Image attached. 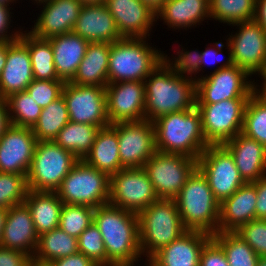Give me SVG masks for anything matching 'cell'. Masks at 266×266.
Wrapping results in <instances>:
<instances>
[{
    "mask_svg": "<svg viewBox=\"0 0 266 266\" xmlns=\"http://www.w3.org/2000/svg\"><path fill=\"white\" fill-rule=\"evenodd\" d=\"M106 249V266H134L142 258L138 214L111 204L94 209ZM137 260V261H136Z\"/></svg>",
    "mask_w": 266,
    "mask_h": 266,
    "instance_id": "obj_1",
    "label": "cell"
},
{
    "mask_svg": "<svg viewBox=\"0 0 266 266\" xmlns=\"http://www.w3.org/2000/svg\"><path fill=\"white\" fill-rule=\"evenodd\" d=\"M145 120L196 106V81L173 73L161 62L144 80Z\"/></svg>",
    "mask_w": 266,
    "mask_h": 266,
    "instance_id": "obj_2",
    "label": "cell"
},
{
    "mask_svg": "<svg viewBox=\"0 0 266 266\" xmlns=\"http://www.w3.org/2000/svg\"><path fill=\"white\" fill-rule=\"evenodd\" d=\"M156 151L183 154L198 160L209 146L202 130L199 110L169 113L153 122Z\"/></svg>",
    "mask_w": 266,
    "mask_h": 266,
    "instance_id": "obj_3",
    "label": "cell"
},
{
    "mask_svg": "<svg viewBox=\"0 0 266 266\" xmlns=\"http://www.w3.org/2000/svg\"><path fill=\"white\" fill-rule=\"evenodd\" d=\"M174 201L187 230L203 231L210 235L219 232L220 203L197 167L188 176Z\"/></svg>",
    "mask_w": 266,
    "mask_h": 266,
    "instance_id": "obj_4",
    "label": "cell"
},
{
    "mask_svg": "<svg viewBox=\"0 0 266 266\" xmlns=\"http://www.w3.org/2000/svg\"><path fill=\"white\" fill-rule=\"evenodd\" d=\"M141 254L148 261L187 231L174 199H158L138 213Z\"/></svg>",
    "mask_w": 266,
    "mask_h": 266,
    "instance_id": "obj_5",
    "label": "cell"
},
{
    "mask_svg": "<svg viewBox=\"0 0 266 266\" xmlns=\"http://www.w3.org/2000/svg\"><path fill=\"white\" fill-rule=\"evenodd\" d=\"M147 38H122L111 43L108 84L120 81H144L162 62V53L152 48Z\"/></svg>",
    "mask_w": 266,
    "mask_h": 266,
    "instance_id": "obj_6",
    "label": "cell"
},
{
    "mask_svg": "<svg viewBox=\"0 0 266 266\" xmlns=\"http://www.w3.org/2000/svg\"><path fill=\"white\" fill-rule=\"evenodd\" d=\"M226 46L229 49L226 61L209 75L197 78L196 104L218 103L229 99H249L254 93L255 80H249L250 75L233 64L231 48L228 43Z\"/></svg>",
    "mask_w": 266,
    "mask_h": 266,
    "instance_id": "obj_7",
    "label": "cell"
},
{
    "mask_svg": "<svg viewBox=\"0 0 266 266\" xmlns=\"http://www.w3.org/2000/svg\"><path fill=\"white\" fill-rule=\"evenodd\" d=\"M78 161L54 141H37L26 177L28 190L55 192Z\"/></svg>",
    "mask_w": 266,
    "mask_h": 266,
    "instance_id": "obj_8",
    "label": "cell"
},
{
    "mask_svg": "<svg viewBox=\"0 0 266 266\" xmlns=\"http://www.w3.org/2000/svg\"><path fill=\"white\" fill-rule=\"evenodd\" d=\"M110 177L79 160L55 191L63 204L97 208L109 204Z\"/></svg>",
    "mask_w": 266,
    "mask_h": 266,
    "instance_id": "obj_9",
    "label": "cell"
},
{
    "mask_svg": "<svg viewBox=\"0 0 266 266\" xmlns=\"http://www.w3.org/2000/svg\"><path fill=\"white\" fill-rule=\"evenodd\" d=\"M248 99H229L218 103L196 104L208 145H223L242 132Z\"/></svg>",
    "mask_w": 266,
    "mask_h": 266,
    "instance_id": "obj_10",
    "label": "cell"
},
{
    "mask_svg": "<svg viewBox=\"0 0 266 266\" xmlns=\"http://www.w3.org/2000/svg\"><path fill=\"white\" fill-rule=\"evenodd\" d=\"M197 167V160L183 154H155L144 165L159 199H174Z\"/></svg>",
    "mask_w": 266,
    "mask_h": 266,
    "instance_id": "obj_11",
    "label": "cell"
},
{
    "mask_svg": "<svg viewBox=\"0 0 266 266\" xmlns=\"http://www.w3.org/2000/svg\"><path fill=\"white\" fill-rule=\"evenodd\" d=\"M158 199L143 167L123 168L110 176L109 204L115 207L138 214Z\"/></svg>",
    "mask_w": 266,
    "mask_h": 266,
    "instance_id": "obj_12",
    "label": "cell"
},
{
    "mask_svg": "<svg viewBox=\"0 0 266 266\" xmlns=\"http://www.w3.org/2000/svg\"><path fill=\"white\" fill-rule=\"evenodd\" d=\"M197 168L207 179L219 203L246 183L240 176L231 153L223 145H209L199 156Z\"/></svg>",
    "mask_w": 266,
    "mask_h": 266,
    "instance_id": "obj_13",
    "label": "cell"
},
{
    "mask_svg": "<svg viewBox=\"0 0 266 266\" xmlns=\"http://www.w3.org/2000/svg\"><path fill=\"white\" fill-rule=\"evenodd\" d=\"M235 35L226 40L231 48L233 64L250 76L266 73V31L253 19L235 23Z\"/></svg>",
    "mask_w": 266,
    "mask_h": 266,
    "instance_id": "obj_14",
    "label": "cell"
},
{
    "mask_svg": "<svg viewBox=\"0 0 266 266\" xmlns=\"http://www.w3.org/2000/svg\"><path fill=\"white\" fill-rule=\"evenodd\" d=\"M62 95L69 120L104 128L110 125L107 116L106 87L65 82Z\"/></svg>",
    "mask_w": 266,
    "mask_h": 266,
    "instance_id": "obj_15",
    "label": "cell"
},
{
    "mask_svg": "<svg viewBox=\"0 0 266 266\" xmlns=\"http://www.w3.org/2000/svg\"><path fill=\"white\" fill-rule=\"evenodd\" d=\"M117 130L119 157L124 168H142L155 152L153 123L148 120L111 124Z\"/></svg>",
    "mask_w": 266,
    "mask_h": 266,
    "instance_id": "obj_16",
    "label": "cell"
},
{
    "mask_svg": "<svg viewBox=\"0 0 266 266\" xmlns=\"http://www.w3.org/2000/svg\"><path fill=\"white\" fill-rule=\"evenodd\" d=\"M110 124L145 120L144 81H120L106 86Z\"/></svg>",
    "mask_w": 266,
    "mask_h": 266,
    "instance_id": "obj_17",
    "label": "cell"
},
{
    "mask_svg": "<svg viewBox=\"0 0 266 266\" xmlns=\"http://www.w3.org/2000/svg\"><path fill=\"white\" fill-rule=\"evenodd\" d=\"M36 144L31 128L10 124L0 137V172L27 175Z\"/></svg>",
    "mask_w": 266,
    "mask_h": 266,
    "instance_id": "obj_18",
    "label": "cell"
},
{
    "mask_svg": "<svg viewBox=\"0 0 266 266\" xmlns=\"http://www.w3.org/2000/svg\"><path fill=\"white\" fill-rule=\"evenodd\" d=\"M122 38H147L157 21L156 12L141 0H105ZM154 22V23H153Z\"/></svg>",
    "mask_w": 266,
    "mask_h": 266,
    "instance_id": "obj_19",
    "label": "cell"
},
{
    "mask_svg": "<svg viewBox=\"0 0 266 266\" xmlns=\"http://www.w3.org/2000/svg\"><path fill=\"white\" fill-rule=\"evenodd\" d=\"M41 4L43 10L30 30V33L41 39L72 32L83 6L79 0H47L37 5Z\"/></svg>",
    "mask_w": 266,
    "mask_h": 266,
    "instance_id": "obj_20",
    "label": "cell"
},
{
    "mask_svg": "<svg viewBox=\"0 0 266 266\" xmlns=\"http://www.w3.org/2000/svg\"><path fill=\"white\" fill-rule=\"evenodd\" d=\"M212 235L187 230L179 238L164 246L149 260L147 266H199L200 254Z\"/></svg>",
    "mask_w": 266,
    "mask_h": 266,
    "instance_id": "obj_21",
    "label": "cell"
},
{
    "mask_svg": "<svg viewBox=\"0 0 266 266\" xmlns=\"http://www.w3.org/2000/svg\"><path fill=\"white\" fill-rule=\"evenodd\" d=\"M34 80L27 45L21 40L7 42V58L0 76V97L26 91Z\"/></svg>",
    "mask_w": 266,
    "mask_h": 266,
    "instance_id": "obj_22",
    "label": "cell"
},
{
    "mask_svg": "<svg viewBox=\"0 0 266 266\" xmlns=\"http://www.w3.org/2000/svg\"><path fill=\"white\" fill-rule=\"evenodd\" d=\"M38 237L29 207L25 202L8 208L1 247L18 250L33 257Z\"/></svg>",
    "mask_w": 266,
    "mask_h": 266,
    "instance_id": "obj_23",
    "label": "cell"
},
{
    "mask_svg": "<svg viewBox=\"0 0 266 266\" xmlns=\"http://www.w3.org/2000/svg\"><path fill=\"white\" fill-rule=\"evenodd\" d=\"M72 32L89 43H113L122 39L115 20L104 3L83 5Z\"/></svg>",
    "mask_w": 266,
    "mask_h": 266,
    "instance_id": "obj_24",
    "label": "cell"
},
{
    "mask_svg": "<svg viewBox=\"0 0 266 266\" xmlns=\"http://www.w3.org/2000/svg\"><path fill=\"white\" fill-rule=\"evenodd\" d=\"M223 146L231 153L246 183L266 176V148L262 144L239 133Z\"/></svg>",
    "mask_w": 266,
    "mask_h": 266,
    "instance_id": "obj_25",
    "label": "cell"
},
{
    "mask_svg": "<svg viewBox=\"0 0 266 266\" xmlns=\"http://www.w3.org/2000/svg\"><path fill=\"white\" fill-rule=\"evenodd\" d=\"M255 185L245 183L232 196L220 203L219 232H235L240 226L256 219Z\"/></svg>",
    "mask_w": 266,
    "mask_h": 266,
    "instance_id": "obj_26",
    "label": "cell"
},
{
    "mask_svg": "<svg viewBox=\"0 0 266 266\" xmlns=\"http://www.w3.org/2000/svg\"><path fill=\"white\" fill-rule=\"evenodd\" d=\"M59 79L70 82L85 56L89 42L73 32L48 39Z\"/></svg>",
    "mask_w": 266,
    "mask_h": 266,
    "instance_id": "obj_27",
    "label": "cell"
},
{
    "mask_svg": "<svg viewBox=\"0 0 266 266\" xmlns=\"http://www.w3.org/2000/svg\"><path fill=\"white\" fill-rule=\"evenodd\" d=\"M161 19L173 29H187L210 18L207 0H166L156 12V19Z\"/></svg>",
    "mask_w": 266,
    "mask_h": 266,
    "instance_id": "obj_28",
    "label": "cell"
},
{
    "mask_svg": "<svg viewBox=\"0 0 266 266\" xmlns=\"http://www.w3.org/2000/svg\"><path fill=\"white\" fill-rule=\"evenodd\" d=\"M111 43H89L85 56L70 83L86 86L108 85V65Z\"/></svg>",
    "mask_w": 266,
    "mask_h": 266,
    "instance_id": "obj_29",
    "label": "cell"
},
{
    "mask_svg": "<svg viewBox=\"0 0 266 266\" xmlns=\"http://www.w3.org/2000/svg\"><path fill=\"white\" fill-rule=\"evenodd\" d=\"M83 161L109 177L124 168L119 157L117 130L111 124L100 128Z\"/></svg>",
    "mask_w": 266,
    "mask_h": 266,
    "instance_id": "obj_30",
    "label": "cell"
},
{
    "mask_svg": "<svg viewBox=\"0 0 266 266\" xmlns=\"http://www.w3.org/2000/svg\"><path fill=\"white\" fill-rule=\"evenodd\" d=\"M24 202L29 207L38 236L59 227L63 202L56 192L28 190Z\"/></svg>",
    "mask_w": 266,
    "mask_h": 266,
    "instance_id": "obj_31",
    "label": "cell"
},
{
    "mask_svg": "<svg viewBox=\"0 0 266 266\" xmlns=\"http://www.w3.org/2000/svg\"><path fill=\"white\" fill-rule=\"evenodd\" d=\"M79 252L78 238L68 235L57 227L38 237L37 247L32 259L39 263H46Z\"/></svg>",
    "mask_w": 266,
    "mask_h": 266,
    "instance_id": "obj_32",
    "label": "cell"
},
{
    "mask_svg": "<svg viewBox=\"0 0 266 266\" xmlns=\"http://www.w3.org/2000/svg\"><path fill=\"white\" fill-rule=\"evenodd\" d=\"M24 32V33H23ZM20 39L27 45L32 63L33 77L36 80H61L57 76L51 43L48 39L35 37L27 30Z\"/></svg>",
    "mask_w": 266,
    "mask_h": 266,
    "instance_id": "obj_33",
    "label": "cell"
},
{
    "mask_svg": "<svg viewBox=\"0 0 266 266\" xmlns=\"http://www.w3.org/2000/svg\"><path fill=\"white\" fill-rule=\"evenodd\" d=\"M100 127L69 121L58 133L54 142L83 160L89 153Z\"/></svg>",
    "mask_w": 266,
    "mask_h": 266,
    "instance_id": "obj_34",
    "label": "cell"
},
{
    "mask_svg": "<svg viewBox=\"0 0 266 266\" xmlns=\"http://www.w3.org/2000/svg\"><path fill=\"white\" fill-rule=\"evenodd\" d=\"M66 101L59 98L42 109L37 123L32 131L37 141H54L59 131L69 122Z\"/></svg>",
    "mask_w": 266,
    "mask_h": 266,
    "instance_id": "obj_35",
    "label": "cell"
},
{
    "mask_svg": "<svg viewBox=\"0 0 266 266\" xmlns=\"http://www.w3.org/2000/svg\"><path fill=\"white\" fill-rule=\"evenodd\" d=\"M256 0H211L209 15L219 22L233 25L254 19Z\"/></svg>",
    "mask_w": 266,
    "mask_h": 266,
    "instance_id": "obj_36",
    "label": "cell"
},
{
    "mask_svg": "<svg viewBox=\"0 0 266 266\" xmlns=\"http://www.w3.org/2000/svg\"><path fill=\"white\" fill-rule=\"evenodd\" d=\"M212 239L223 249L229 266H256L259 256L234 232H217Z\"/></svg>",
    "mask_w": 266,
    "mask_h": 266,
    "instance_id": "obj_37",
    "label": "cell"
},
{
    "mask_svg": "<svg viewBox=\"0 0 266 266\" xmlns=\"http://www.w3.org/2000/svg\"><path fill=\"white\" fill-rule=\"evenodd\" d=\"M6 101L10 124L32 129L39 119L42 108L27 91L12 94Z\"/></svg>",
    "mask_w": 266,
    "mask_h": 266,
    "instance_id": "obj_38",
    "label": "cell"
},
{
    "mask_svg": "<svg viewBox=\"0 0 266 266\" xmlns=\"http://www.w3.org/2000/svg\"><path fill=\"white\" fill-rule=\"evenodd\" d=\"M241 133L266 148V104L255 93L246 103Z\"/></svg>",
    "mask_w": 266,
    "mask_h": 266,
    "instance_id": "obj_39",
    "label": "cell"
},
{
    "mask_svg": "<svg viewBox=\"0 0 266 266\" xmlns=\"http://www.w3.org/2000/svg\"><path fill=\"white\" fill-rule=\"evenodd\" d=\"M94 209L86 205L63 204L59 228L68 235L78 238L85 229L94 223Z\"/></svg>",
    "mask_w": 266,
    "mask_h": 266,
    "instance_id": "obj_40",
    "label": "cell"
},
{
    "mask_svg": "<svg viewBox=\"0 0 266 266\" xmlns=\"http://www.w3.org/2000/svg\"><path fill=\"white\" fill-rule=\"evenodd\" d=\"M27 175L0 172V208L24 203L27 192Z\"/></svg>",
    "mask_w": 266,
    "mask_h": 266,
    "instance_id": "obj_41",
    "label": "cell"
},
{
    "mask_svg": "<svg viewBox=\"0 0 266 266\" xmlns=\"http://www.w3.org/2000/svg\"><path fill=\"white\" fill-rule=\"evenodd\" d=\"M78 249L97 265L106 266V249L99 228L92 223L78 237Z\"/></svg>",
    "mask_w": 266,
    "mask_h": 266,
    "instance_id": "obj_42",
    "label": "cell"
},
{
    "mask_svg": "<svg viewBox=\"0 0 266 266\" xmlns=\"http://www.w3.org/2000/svg\"><path fill=\"white\" fill-rule=\"evenodd\" d=\"M184 50L182 48V50L177 52L178 57L172 58L173 60L175 59L174 61H171L166 54L162 53V62L176 75L187 78L191 77V79L196 81V75L200 72L201 53L198 50ZM193 74L195 78L192 77Z\"/></svg>",
    "mask_w": 266,
    "mask_h": 266,
    "instance_id": "obj_43",
    "label": "cell"
},
{
    "mask_svg": "<svg viewBox=\"0 0 266 266\" xmlns=\"http://www.w3.org/2000/svg\"><path fill=\"white\" fill-rule=\"evenodd\" d=\"M259 257H266V219H253L235 232Z\"/></svg>",
    "mask_w": 266,
    "mask_h": 266,
    "instance_id": "obj_44",
    "label": "cell"
},
{
    "mask_svg": "<svg viewBox=\"0 0 266 266\" xmlns=\"http://www.w3.org/2000/svg\"><path fill=\"white\" fill-rule=\"evenodd\" d=\"M63 80H36L26 88L27 93L42 109L62 95Z\"/></svg>",
    "mask_w": 266,
    "mask_h": 266,
    "instance_id": "obj_45",
    "label": "cell"
},
{
    "mask_svg": "<svg viewBox=\"0 0 266 266\" xmlns=\"http://www.w3.org/2000/svg\"><path fill=\"white\" fill-rule=\"evenodd\" d=\"M199 266H229L223 249L212 238L202 248Z\"/></svg>",
    "mask_w": 266,
    "mask_h": 266,
    "instance_id": "obj_46",
    "label": "cell"
},
{
    "mask_svg": "<svg viewBox=\"0 0 266 266\" xmlns=\"http://www.w3.org/2000/svg\"><path fill=\"white\" fill-rule=\"evenodd\" d=\"M32 257L24 252L0 246V266H28Z\"/></svg>",
    "mask_w": 266,
    "mask_h": 266,
    "instance_id": "obj_47",
    "label": "cell"
},
{
    "mask_svg": "<svg viewBox=\"0 0 266 266\" xmlns=\"http://www.w3.org/2000/svg\"><path fill=\"white\" fill-rule=\"evenodd\" d=\"M10 8L11 7L9 6L0 5V41H6V42L16 41L20 39L22 34L21 28L18 31L16 30L14 33L8 32V29L10 30L9 27L11 24L10 22L12 21L10 16L12 13L9 12Z\"/></svg>",
    "mask_w": 266,
    "mask_h": 266,
    "instance_id": "obj_48",
    "label": "cell"
},
{
    "mask_svg": "<svg viewBox=\"0 0 266 266\" xmlns=\"http://www.w3.org/2000/svg\"><path fill=\"white\" fill-rule=\"evenodd\" d=\"M48 264L49 266H99L91 258L80 252L55 259Z\"/></svg>",
    "mask_w": 266,
    "mask_h": 266,
    "instance_id": "obj_49",
    "label": "cell"
},
{
    "mask_svg": "<svg viewBox=\"0 0 266 266\" xmlns=\"http://www.w3.org/2000/svg\"><path fill=\"white\" fill-rule=\"evenodd\" d=\"M256 187V219H266V176L252 182Z\"/></svg>",
    "mask_w": 266,
    "mask_h": 266,
    "instance_id": "obj_50",
    "label": "cell"
},
{
    "mask_svg": "<svg viewBox=\"0 0 266 266\" xmlns=\"http://www.w3.org/2000/svg\"><path fill=\"white\" fill-rule=\"evenodd\" d=\"M215 48L208 47L205 49V51L200 52L201 53V59H200V71L206 64H214L215 62L218 63L222 61L220 58L217 59L218 54L222 51V48L224 47V44L222 42H216ZM211 58V59H210ZM203 64V65H202Z\"/></svg>",
    "mask_w": 266,
    "mask_h": 266,
    "instance_id": "obj_51",
    "label": "cell"
},
{
    "mask_svg": "<svg viewBox=\"0 0 266 266\" xmlns=\"http://www.w3.org/2000/svg\"><path fill=\"white\" fill-rule=\"evenodd\" d=\"M254 20L266 31V0H256Z\"/></svg>",
    "mask_w": 266,
    "mask_h": 266,
    "instance_id": "obj_52",
    "label": "cell"
},
{
    "mask_svg": "<svg viewBox=\"0 0 266 266\" xmlns=\"http://www.w3.org/2000/svg\"><path fill=\"white\" fill-rule=\"evenodd\" d=\"M10 125L7 101L0 97V137L4 134L7 127Z\"/></svg>",
    "mask_w": 266,
    "mask_h": 266,
    "instance_id": "obj_53",
    "label": "cell"
},
{
    "mask_svg": "<svg viewBox=\"0 0 266 266\" xmlns=\"http://www.w3.org/2000/svg\"><path fill=\"white\" fill-rule=\"evenodd\" d=\"M6 58H7V42L0 41V76L5 66Z\"/></svg>",
    "mask_w": 266,
    "mask_h": 266,
    "instance_id": "obj_54",
    "label": "cell"
},
{
    "mask_svg": "<svg viewBox=\"0 0 266 266\" xmlns=\"http://www.w3.org/2000/svg\"><path fill=\"white\" fill-rule=\"evenodd\" d=\"M144 4H147L152 10L157 12L166 0H141Z\"/></svg>",
    "mask_w": 266,
    "mask_h": 266,
    "instance_id": "obj_55",
    "label": "cell"
},
{
    "mask_svg": "<svg viewBox=\"0 0 266 266\" xmlns=\"http://www.w3.org/2000/svg\"><path fill=\"white\" fill-rule=\"evenodd\" d=\"M7 211H8L7 208H0V244H1L2 232L6 222Z\"/></svg>",
    "mask_w": 266,
    "mask_h": 266,
    "instance_id": "obj_56",
    "label": "cell"
},
{
    "mask_svg": "<svg viewBox=\"0 0 266 266\" xmlns=\"http://www.w3.org/2000/svg\"><path fill=\"white\" fill-rule=\"evenodd\" d=\"M254 93L266 104V88L264 86H262L261 84L260 86L258 84L257 85L255 84Z\"/></svg>",
    "mask_w": 266,
    "mask_h": 266,
    "instance_id": "obj_57",
    "label": "cell"
},
{
    "mask_svg": "<svg viewBox=\"0 0 266 266\" xmlns=\"http://www.w3.org/2000/svg\"><path fill=\"white\" fill-rule=\"evenodd\" d=\"M83 5L103 4L105 0H79Z\"/></svg>",
    "mask_w": 266,
    "mask_h": 266,
    "instance_id": "obj_58",
    "label": "cell"
},
{
    "mask_svg": "<svg viewBox=\"0 0 266 266\" xmlns=\"http://www.w3.org/2000/svg\"><path fill=\"white\" fill-rule=\"evenodd\" d=\"M256 266H266V257H259Z\"/></svg>",
    "mask_w": 266,
    "mask_h": 266,
    "instance_id": "obj_59",
    "label": "cell"
},
{
    "mask_svg": "<svg viewBox=\"0 0 266 266\" xmlns=\"http://www.w3.org/2000/svg\"><path fill=\"white\" fill-rule=\"evenodd\" d=\"M28 266H49V264H46V263H39V262H36L34 260H32Z\"/></svg>",
    "mask_w": 266,
    "mask_h": 266,
    "instance_id": "obj_60",
    "label": "cell"
},
{
    "mask_svg": "<svg viewBox=\"0 0 266 266\" xmlns=\"http://www.w3.org/2000/svg\"><path fill=\"white\" fill-rule=\"evenodd\" d=\"M18 0H0V5H5V6H10L9 4L11 3H14Z\"/></svg>",
    "mask_w": 266,
    "mask_h": 266,
    "instance_id": "obj_61",
    "label": "cell"
},
{
    "mask_svg": "<svg viewBox=\"0 0 266 266\" xmlns=\"http://www.w3.org/2000/svg\"><path fill=\"white\" fill-rule=\"evenodd\" d=\"M260 78L264 79L262 85L266 88V73Z\"/></svg>",
    "mask_w": 266,
    "mask_h": 266,
    "instance_id": "obj_62",
    "label": "cell"
},
{
    "mask_svg": "<svg viewBox=\"0 0 266 266\" xmlns=\"http://www.w3.org/2000/svg\"><path fill=\"white\" fill-rule=\"evenodd\" d=\"M36 4H39L41 2L47 1V0H34Z\"/></svg>",
    "mask_w": 266,
    "mask_h": 266,
    "instance_id": "obj_63",
    "label": "cell"
}]
</instances>
